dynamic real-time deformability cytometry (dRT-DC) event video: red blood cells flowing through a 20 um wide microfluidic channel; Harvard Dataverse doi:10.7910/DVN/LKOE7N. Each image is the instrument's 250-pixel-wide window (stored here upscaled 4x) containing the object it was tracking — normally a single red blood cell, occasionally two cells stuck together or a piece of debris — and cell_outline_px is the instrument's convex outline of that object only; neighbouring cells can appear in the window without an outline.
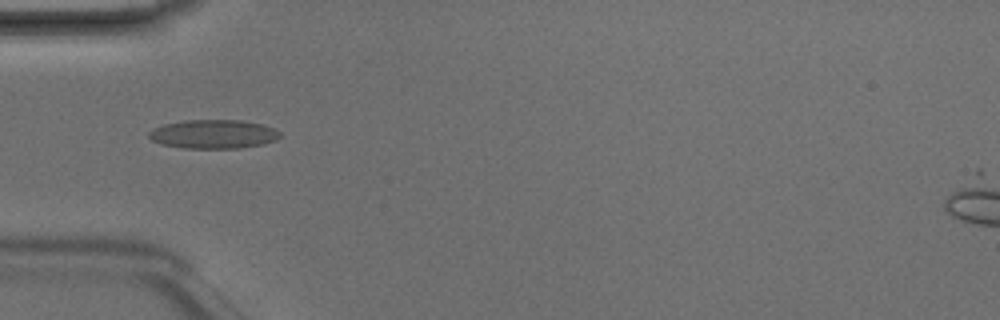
{"species": "Egyptian fruit bat (a non-hibernating species)", "species_latin": "Rousettus aegyptiacus", "temperature_condition": "room temperature", "stored_images_in_passage": 5, "camera_frame_rate_fps": 3000, "um_per_image_px": 0.085, "animal": {"sex": "male"}, "frame": {"image": 1, "passage_image": 4, "time_ms": 1.0, "image_size_px": [1000, 320], "cell_outline_px": [[280, 136], [276, 140], [264, 144], [240, 148], [184, 148], [160, 144], [152, 140], [148, 136], [148, 132], [152, 128], [164, 124], [184, 120], [240, 120], [264, 124], [280, 132]], "centroid_in_image_um": [18.13, 11.4], "position_along_channel_um": 66.9, "area_um2": 22.2}}